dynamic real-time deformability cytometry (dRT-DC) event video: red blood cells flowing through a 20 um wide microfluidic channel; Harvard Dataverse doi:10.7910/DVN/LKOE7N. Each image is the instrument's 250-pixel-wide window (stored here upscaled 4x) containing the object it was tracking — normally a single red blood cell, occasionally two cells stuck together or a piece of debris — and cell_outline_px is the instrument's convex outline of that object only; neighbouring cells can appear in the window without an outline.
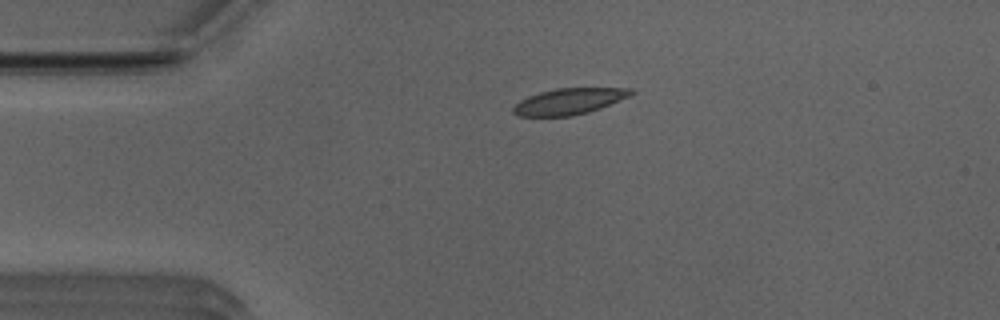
{"species": "Egyptian fruit bat (a non-hibernating species)", "species_latin": "Rousettus aegyptiacus", "temperature_condition": "room temperature", "stored_images_in_passage": 42, "camera_frame_rate_fps": 3000, "um_per_image_px": 0.085, "animal": {"sex": "male"}, "frame": {"image": 1, "passage_image": 1, "time_ms": 0.0, "image_size_px": [1000, 320], "cell_outline_px": [[636, 92], [628, 96], [600, 108], [588, 112], [572, 116], [520, 116], [512, 112], [512, 108], [520, 100], [528, 96], [540, 92], [556, 88], [632, 88]], "centroid_in_image_um": [48.35, 8.61], "position_along_channel_um": 36.6, "area_um2": 17.8}}
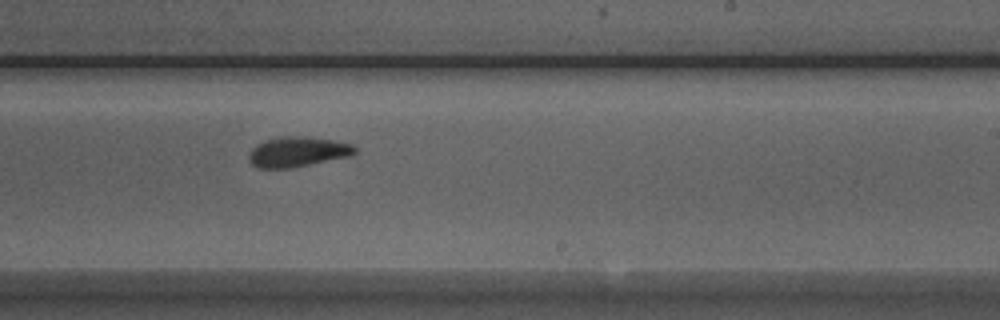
{"frame": {"image": 2, "passage_image": 21, "time_ms": 6.667, "image_size_px": [1000, 320], "cell_outline_px": [[356, 152], [348, 156], [288, 168], [256, 168], [248, 160], [248, 156], [252, 148], [256, 144], [264, 140], [284, 136], [296, 136], [332, 140], [352, 144], [356, 148]], "centroid_in_image_um": [25.23, 12.9], "position_along_channel_um": 263.8, "area_um2": 18.26}}
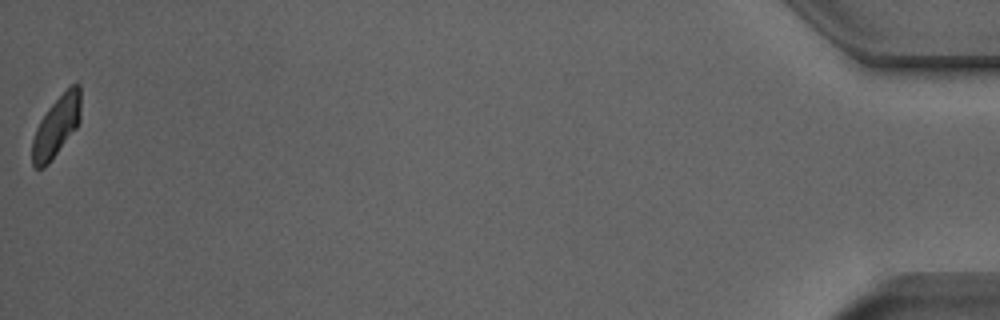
{"frame": {"image": 3, "passage_image": 42, "time_ms": 13.667, "image_size_px": [1000, 320], "cell_outline_px": [[80, 120], [76, 128], [48, 164], [44, 168], [36, 168], [32, 164], [32, 140], [36, 128], [40, 120], [48, 108], [76, 80], [80, 84]], "centroid_in_image_um": [4.79, 10.73], "position_along_channel_um": 430.4, "area_um2": 16.99}, "authors_computed_cell_mechanics": {"area_um2": 18.2648, "velocity_mm_per_s": 3.886, "shape_relaxation_time_tau1_ms": 4.7903, "shape_relaxation_time_tau2_ms": 1.3389, "deformation_change_tau1": 0.1585, "deformation_change_tau2": 0.0601}}